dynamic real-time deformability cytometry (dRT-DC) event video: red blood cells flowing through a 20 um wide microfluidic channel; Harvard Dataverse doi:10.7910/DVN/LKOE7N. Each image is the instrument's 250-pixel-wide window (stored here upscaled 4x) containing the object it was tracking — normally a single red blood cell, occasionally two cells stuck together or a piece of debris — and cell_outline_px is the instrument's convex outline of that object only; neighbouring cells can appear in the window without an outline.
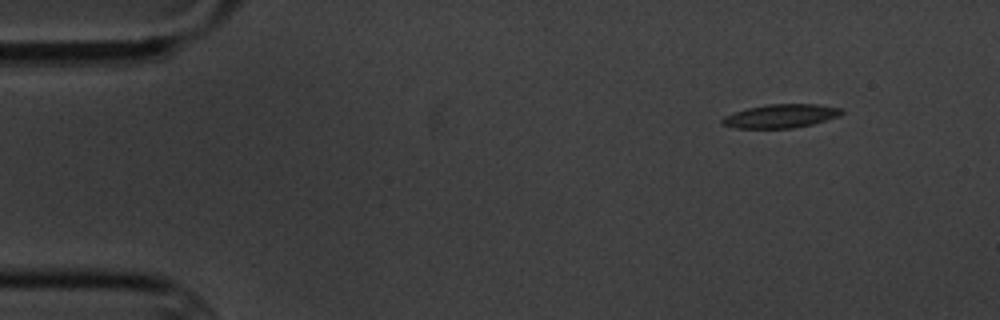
{"species": "common noctule bat (a hibernating species)", "species_latin": "Nyctalus noctula", "temperature_condition": "cold", "stored_images_in_passage": 5, "camera_frame_rate_fps": 3000, "um_per_image_px": 0.085, "animal": {"sex": "male", "body_mass_g": 20.1, "forearm_length_mm": 53.5}, "frame": {"image": 1, "passage_image": 2, "time_ms": 1.0, "image_size_px": [1000, 320], "cell_outline_px": [[844, 112], [840, 116], [812, 124], [792, 128], [736, 128], [720, 124], [720, 120], [724, 116], [748, 108], [764, 104], [820, 104], [840, 108]], "centroid_in_image_um": [66.36, 9.86], "position_along_channel_um": 18.6, "area_um2": 16.47}}
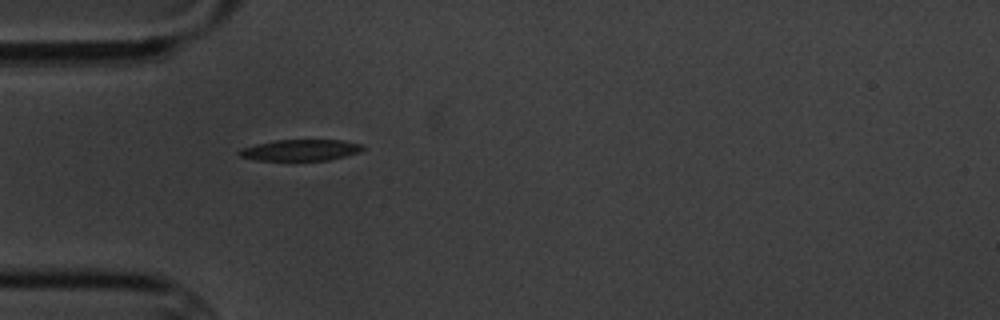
{"frame": {"image": 2, "passage_image": 5, "time_ms": 4.667, "image_size_px": [1000, 320], "cell_outline_px": [[364, 148], [360, 152], [328, 160], [256, 160], [240, 156], [236, 152], [240, 148], [256, 144], [276, 140], [344, 140], [364, 144]], "centroid_in_image_um": [25.55, 12.75], "position_along_channel_um": 59.5, "area_um2": 15.32}}